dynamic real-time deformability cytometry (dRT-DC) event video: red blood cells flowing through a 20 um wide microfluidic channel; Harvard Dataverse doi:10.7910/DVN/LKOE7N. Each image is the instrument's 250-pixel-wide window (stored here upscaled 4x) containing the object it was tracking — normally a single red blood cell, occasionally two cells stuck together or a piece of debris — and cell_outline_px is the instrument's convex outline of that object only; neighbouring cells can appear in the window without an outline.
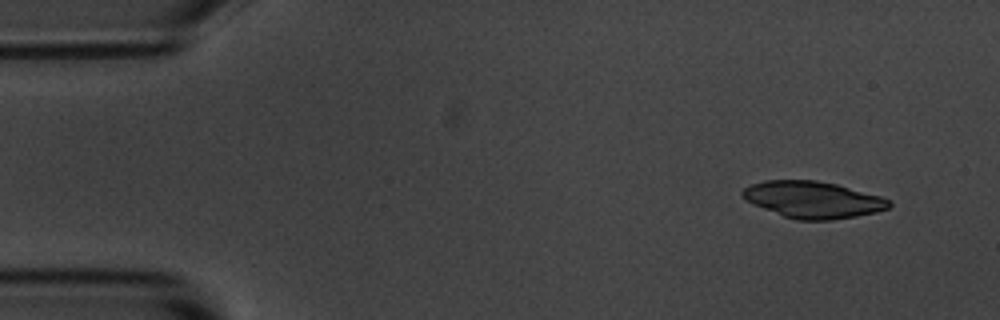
{"species": "common noctule bat (a hibernating species)", "species_latin": "Nyctalus noctula", "temperature_condition": "room temperature", "stored_images_in_passage": 3, "camera_frame_rate_fps": 3000, "um_per_image_px": 0.085, "animal": {"sex": "male", "body_mass_g": 20.1, "forearm_length_mm": 53.5}, "frame": {"image": 1, "passage_image": 1, "time_ms": 0.0, "image_size_px": [1000, 320], "cell_outline_px": [[892, 204], [888, 208], [876, 212], [856, 216], [832, 220], [796, 220], [784, 216], [752, 204], [740, 192], [744, 188], [752, 184], [764, 180], [816, 180], [836, 184], [880, 196], [888, 200]], "centroid_in_image_um": [69.09, 16.97], "position_along_channel_um": 15.9, "area_um2": 31.1}}